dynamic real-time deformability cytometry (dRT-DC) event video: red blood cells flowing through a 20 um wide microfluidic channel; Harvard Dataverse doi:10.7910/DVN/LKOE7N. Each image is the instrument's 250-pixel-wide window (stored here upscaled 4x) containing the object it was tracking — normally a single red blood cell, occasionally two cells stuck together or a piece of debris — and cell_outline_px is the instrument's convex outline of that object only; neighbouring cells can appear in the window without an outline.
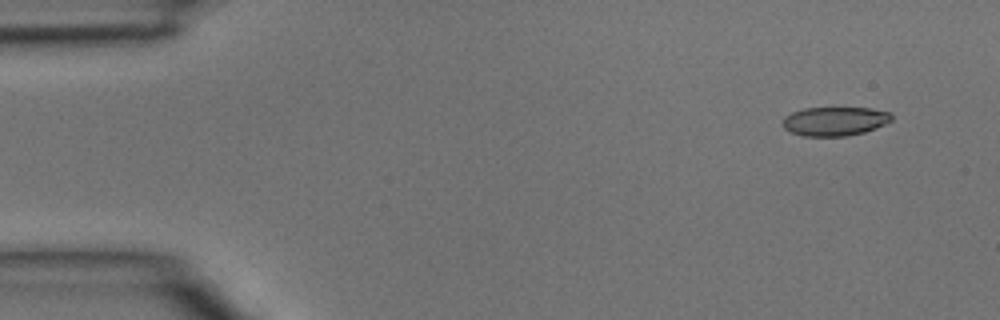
{"species": "common noctule bat (a hibernating species)", "species_latin": "Nyctalus noctula", "temperature_condition": "room temperature", "stored_images_in_passage": 3, "camera_frame_rate_fps": 3000, "um_per_image_px": 0.085, "animal": {"sex": "male", "body_mass_g": 15.6}, "frame": {"image": 1, "passage_image": 1, "time_ms": 0.0, "image_size_px": [1000, 320], "cell_outline_px": [[892, 120], [876, 128], [864, 132], [848, 136], [804, 136], [792, 132], [784, 128], [784, 116], [792, 112], [804, 108], [872, 108], [892, 112]], "centroid_in_image_um": [70.99, 10.3], "position_along_channel_um": 14.0, "area_um2": 18.38}}